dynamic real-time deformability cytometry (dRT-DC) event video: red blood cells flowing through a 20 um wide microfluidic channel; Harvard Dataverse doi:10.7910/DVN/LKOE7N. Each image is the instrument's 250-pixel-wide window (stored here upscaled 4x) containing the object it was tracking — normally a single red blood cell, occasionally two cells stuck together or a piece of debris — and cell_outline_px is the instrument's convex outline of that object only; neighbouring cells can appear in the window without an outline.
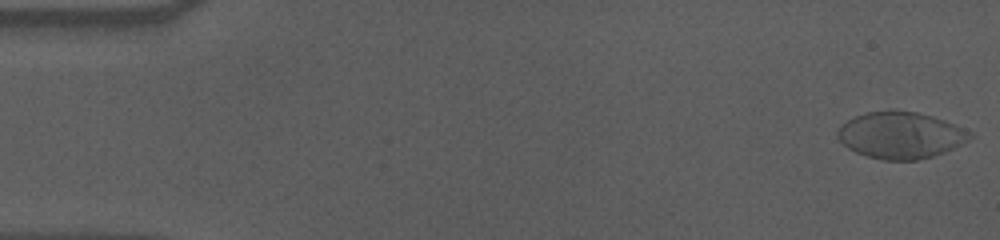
{"species": "human", "species_latin": "Homo sapiens", "temperature_condition": "cold", "stored_images_in_passage": 17, "camera_frame_rate_fps": 3000, "um_per_image_px": 0.085, "donor": {"sex": "male"}, "frame": {"image": 1, "passage_image": 1, "time_ms": 0.0, "image_size_px": [1000, 240], "cell_outline_px": [[976, 136], [944, 152], [932, 156], [916, 160], [884, 160], [868, 156], [856, 152], [848, 148], [836, 136], [836, 132], [848, 120], [856, 116], [868, 112], [916, 112], [932, 116], [956, 124], [972, 132]], "centroid_in_image_um": [76.59, 11.51], "position_along_channel_um": 8.4, "area_um2": 35.37}}
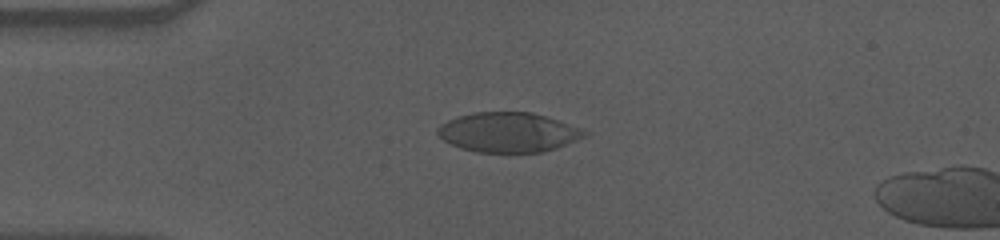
{"frame": {"image": 2, "passage_image": 14, "time_ms": 4.333, "image_size_px": [1000, 240], "cell_outline_px": [[588, 132], [584, 136], [544, 152], [476, 152], [460, 148], [444, 140], [436, 132], [436, 128], [440, 124], [456, 116], [472, 112], [532, 112], [580, 128]], "centroid_in_image_um": [43.12, 11.24], "position_along_channel_um": 41.9, "area_um2": 33.64}}